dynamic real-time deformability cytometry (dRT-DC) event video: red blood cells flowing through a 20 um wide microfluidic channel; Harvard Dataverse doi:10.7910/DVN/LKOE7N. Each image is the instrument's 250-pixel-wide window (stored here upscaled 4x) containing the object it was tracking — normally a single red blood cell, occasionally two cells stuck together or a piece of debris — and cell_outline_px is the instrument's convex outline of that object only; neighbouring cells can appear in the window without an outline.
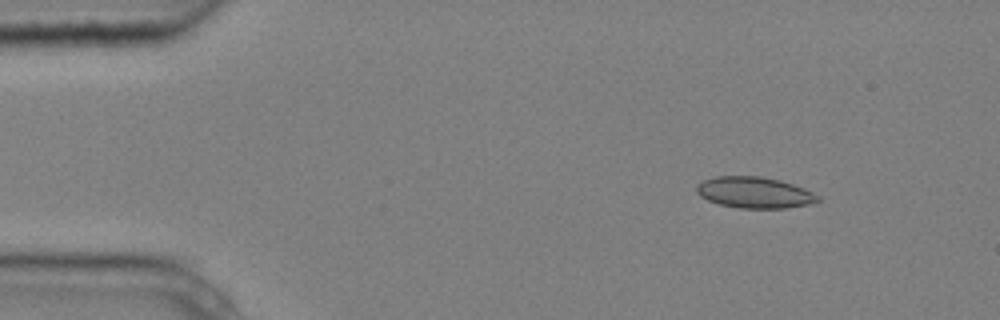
{"species": "common noctule bat (a hibernating species)", "species_latin": "Nyctalus noctula", "temperature_condition": "cold", "stored_images_in_passage": 6, "camera_frame_rate_fps": 3000, "um_per_image_px": 0.085, "animal": {"sex": "male", "body_mass_g": 20.4}, "frame": {"image": 1, "passage_image": 2, "time_ms": 0.333, "image_size_px": [1000, 320], "cell_outline_px": [[820, 200], [812, 204], [784, 208], [740, 208], [720, 204], [708, 200], [700, 196], [696, 192], [696, 184], [704, 180], [716, 176], [760, 176], [780, 180], [804, 188], [820, 196]], "centroid_in_image_um": [64.13, 16.36], "position_along_channel_um": 20.9, "area_um2": 22.08}}
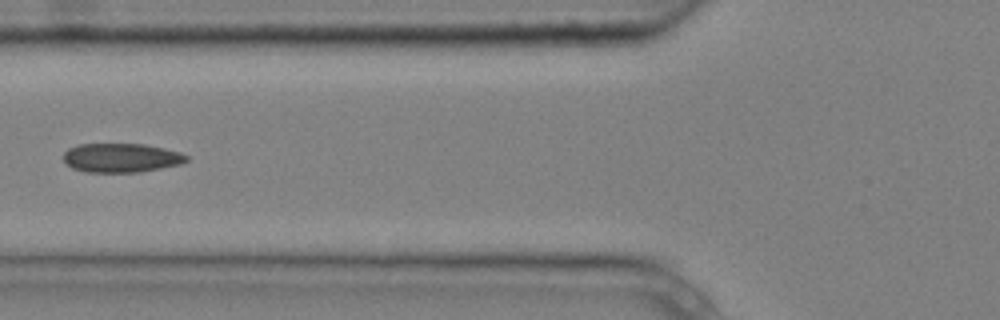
{"frame": {"image": 2, "passage_image": 6, "time_ms": 1.667, "image_size_px": [1000, 320], "cell_outline_px": [[188, 160], [180, 164], [140, 172], [84, 172], [72, 168], [64, 164], [64, 152], [68, 148], [76, 144], [144, 144], [164, 148], [180, 152], [188, 156]], "centroid_in_image_um": [10.26, 13.41], "position_along_channel_um": 115.5, "area_um2": 20.98}}